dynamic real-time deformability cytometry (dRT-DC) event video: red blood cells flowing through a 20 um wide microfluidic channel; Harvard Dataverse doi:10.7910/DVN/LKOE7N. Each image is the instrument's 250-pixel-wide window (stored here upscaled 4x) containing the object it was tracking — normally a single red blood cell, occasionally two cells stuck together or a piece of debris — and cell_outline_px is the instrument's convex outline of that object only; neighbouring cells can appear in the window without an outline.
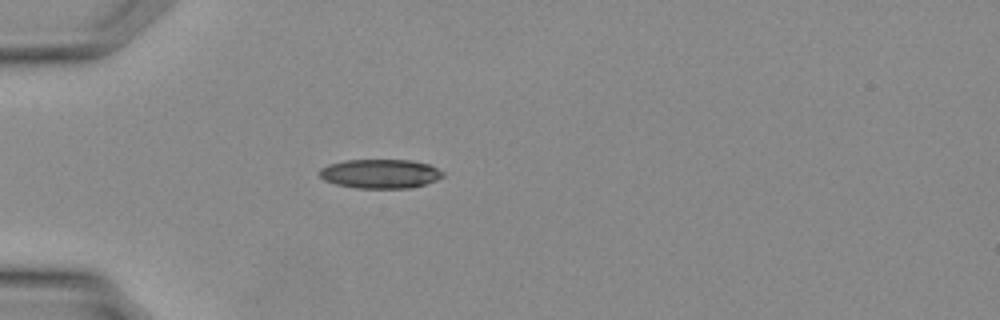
{"species": "Egyptian fruit bat (a non-hibernating species)", "species_latin": "Rousettus aegyptiacus", "temperature_condition": "warm", "stored_images_in_passage": 26, "camera_frame_rate_fps": 3000, "um_per_image_px": 0.085, "animal": {"sex": "female"}, "frame": {"image": 1, "passage_image": 1, "time_ms": 0.0, "image_size_px": [1000, 320], "cell_outline_px": [[444, 176], [436, 180], [412, 188], [356, 188], [336, 184], [324, 180], [320, 176], [320, 168], [328, 164], [344, 160], [412, 160], [428, 164], [444, 172]], "centroid_in_image_um": [32.31, 14.76], "position_along_channel_um": 52.7, "area_um2": 20.98}}
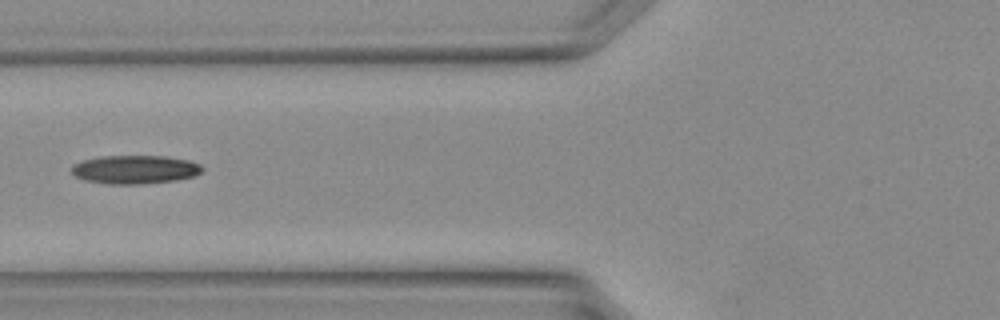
{"frame": {"image": 2, "passage_image": 5, "time_ms": 1.333, "image_size_px": [1000, 320], "cell_outline_px": [[204, 168], [200, 172], [192, 176], [172, 180], [136, 184], [108, 184], [88, 180], [76, 176], [72, 172], [72, 164], [84, 160], [100, 156], [164, 156], [188, 160], [200, 164]], "centroid_in_image_um": [11.45, 14.39], "position_along_channel_um": 114.3, "area_um2": 21.33}}